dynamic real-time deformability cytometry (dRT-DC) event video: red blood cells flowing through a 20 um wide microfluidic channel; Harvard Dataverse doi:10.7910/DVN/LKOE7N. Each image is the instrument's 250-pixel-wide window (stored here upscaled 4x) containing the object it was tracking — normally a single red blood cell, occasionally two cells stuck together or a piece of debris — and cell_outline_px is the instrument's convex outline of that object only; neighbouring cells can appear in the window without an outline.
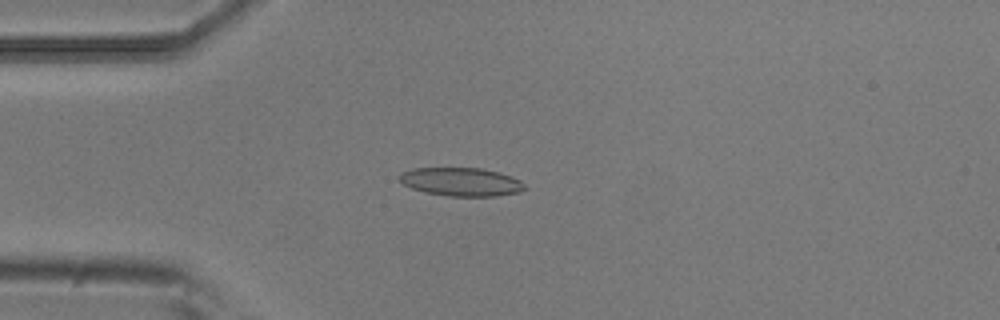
{"species": "common noctule bat (a hibernating species)", "species_latin": "Nyctalus noctula", "temperature_condition": "room temperature", "stored_images_in_passage": 4, "camera_frame_rate_fps": 3000, "um_per_image_px": 0.085, "animal": {"sex": "male", "body_mass_g": 20.5, "forearm_length_mm": 52.5}, "frame": {"image": 1, "passage_image": 4, "time_ms": 1.0, "image_size_px": [1000, 320], "cell_outline_px": [[524, 188], [520, 192], [496, 196], [448, 196], [424, 192], [412, 188], [396, 180], [400, 172], [412, 168], [480, 168], [500, 172], [512, 176], [520, 180], [524, 184]], "centroid_in_image_um": [39.16, 15.45], "position_along_channel_um": 45.8, "area_um2": 20.92}}